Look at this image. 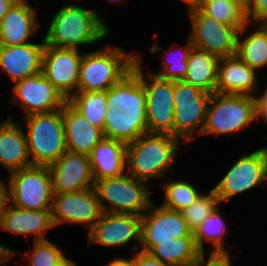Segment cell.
<instances>
[{"label": "cell", "mask_w": 267, "mask_h": 266, "mask_svg": "<svg viewBox=\"0 0 267 266\" xmlns=\"http://www.w3.org/2000/svg\"><path fill=\"white\" fill-rule=\"evenodd\" d=\"M200 11L210 18L240 31L248 22L245 11L232 0L203 1Z\"/></svg>", "instance_id": "obj_31"}, {"label": "cell", "mask_w": 267, "mask_h": 266, "mask_svg": "<svg viewBox=\"0 0 267 266\" xmlns=\"http://www.w3.org/2000/svg\"><path fill=\"white\" fill-rule=\"evenodd\" d=\"M266 86H267V85H266ZM262 94L267 98V87H266L265 91L262 92Z\"/></svg>", "instance_id": "obj_49"}, {"label": "cell", "mask_w": 267, "mask_h": 266, "mask_svg": "<svg viewBox=\"0 0 267 266\" xmlns=\"http://www.w3.org/2000/svg\"><path fill=\"white\" fill-rule=\"evenodd\" d=\"M255 120L254 96L212 93L201 135L239 132Z\"/></svg>", "instance_id": "obj_8"}, {"label": "cell", "mask_w": 267, "mask_h": 266, "mask_svg": "<svg viewBox=\"0 0 267 266\" xmlns=\"http://www.w3.org/2000/svg\"><path fill=\"white\" fill-rule=\"evenodd\" d=\"M94 189L103 212L142 216L152 203L148 182L138 180L127 172L96 180Z\"/></svg>", "instance_id": "obj_6"}, {"label": "cell", "mask_w": 267, "mask_h": 266, "mask_svg": "<svg viewBox=\"0 0 267 266\" xmlns=\"http://www.w3.org/2000/svg\"><path fill=\"white\" fill-rule=\"evenodd\" d=\"M66 149L72 153L89 155L104 138L101 128L92 125L68 102L63 106Z\"/></svg>", "instance_id": "obj_23"}, {"label": "cell", "mask_w": 267, "mask_h": 266, "mask_svg": "<svg viewBox=\"0 0 267 266\" xmlns=\"http://www.w3.org/2000/svg\"><path fill=\"white\" fill-rule=\"evenodd\" d=\"M254 113L255 120L260 117L267 123V98L262 93L254 96Z\"/></svg>", "instance_id": "obj_39"}, {"label": "cell", "mask_w": 267, "mask_h": 266, "mask_svg": "<svg viewBox=\"0 0 267 266\" xmlns=\"http://www.w3.org/2000/svg\"><path fill=\"white\" fill-rule=\"evenodd\" d=\"M258 72L237 55L220 58L216 92L239 95H256Z\"/></svg>", "instance_id": "obj_22"}, {"label": "cell", "mask_w": 267, "mask_h": 266, "mask_svg": "<svg viewBox=\"0 0 267 266\" xmlns=\"http://www.w3.org/2000/svg\"><path fill=\"white\" fill-rule=\"evenodd\" d=\"M6 201H7L6 184L4 183L3 179L0 178V221H1L2 210Z\"/></svg>", "instance_id": "obj_43"}, {"label": "cell", "mask_w": 267, "mask_h": 266, "mask_svg": "<svg viewBox=\"0 0 267 266\" xmlns=\"http://www.w3.org/2000/svg\"><path fill=\"white\" fill-rule=\"evenodd\" d=\"M141 61L137 55L132 70L106 91L107 110L102 130L106 138L129 144L148 133Z\"/></svg>", "instance_id": "obj_1"}, {"label": "cell", "mask_w": 267, "mask_h": 266, "mask_svg": "<svg viewBox=\"0 0 267 266\" xmlns=\"http://www.w3.org/2000/svg\"><path fill=\"white\" fill-rule=\"evenodd\" d=\"M0 252H9L12 253L14 256L17 254L16 250H12L10 247H5L4 245L0 244Z\"/></svg>", "instance_id": "obj_47"}, {"label": "cell", "mask_w": 267, "mask_h": 266, "mask_svg": "<svg viewBox=\"0 0 267 266\" xmlns=\"http://www.w3.org/2000/svg\"><path fill=\"white\" fill-rule=\"evenodd\" d=\"M67 102L92 125L103 130L107 110L106 91H77Z\"/></svg>", "instance_id": "obj_30"}, {"label": "cell", "mask_w": 267, "mask_h": 266, "mask_svg": "<svg viewBox=\"0 0 267 266\" xmlns=\"http://www.w3.org/2000/svg\"><path fill=\"white\" fill-rule=\"evenodd\" d=\"M219 210L217 206L193 233L196 246L202 254H205L204 241L212 243L213 250L210 254H228L223 244L228 227Z\"/></svg>", "instance_id": "obj_29"}, {"label": "cell", "mask_w": 267, "mask_h": 266, "mask_svg": "<svg viewBox=\"0 0 267 266\" xmlns=\"http://www.w3.org/2000/svg\"><path fill=\"white\" fill-rule=\"evenodd\" d=\"M94 182L127 171V144L104 137L88 155Z\"/></svg>", "instance_id": "obj_25"}, {"label": "cell", "mask_w": 267, "mask_h": 266, "mask_svg": "<svg viewBox=\"0 0 267 266\" xmlns=\"http://www.w3.org/2000/svg\"><path fill=\"white\" fill-rule=\"evenodd\" d=\"M187 5L188 14L200 10L204 0H182Z\"/></svg>", "instance_id": "obj_41"}, {"label": "cell", "mask_w": 267, "mask_h": 266, "mask_svg": "<svg viewBox=\"0 0 267 266\" xmlns=\"http://www.w3.org/2000/svg\"><path fill=\"white\" fill-rule=\"evenodd\" d=\"M55 226L51 210H28L6 201L1 215L0 229L14 235H35V241L48 240L45 233Z\"/></svg>", "instance_id": "obj_19"}, {"label": "cell", "mask_w": 267, "mask_h": 266, "mask_svg": "<svg viewBox=\"0 0 267 266\" xmlns=\"http://www.w3.org/2000/svg\"><path fill=\"white\" fill-rule=\"evenodd\" d=\"M141 216L103 212L88 231V245L122 247L132 239L140 243Z\"/></svg>", "instance_id": "obj_17"}, {"label": "cell", "mask_w": 267, "mask_h": 266, "mask_svg": "<svg viewBox=\"0 0 267 266\" xmlns=\"http://www.w3.org/2000/svg\"><path fill=\"white\" fill-rule=\"evenodd\" d=\"M8 174V203L21 209L51 210L54 192L48 166L31 165Z\"/></svg>", "instance_id": "obj_7"}, {"label": "cell", "mask_w": 267, "mask_h": 266, "mask_svg": "<svg viewBox=\"0 0 267 266\" xmlns=\"http://www.w3.org/2000/svg\"><path fill=\"white\" fill-rule=\"evenodd\" d=\"M180 142L169 134L145 133L134 142L127 144V173L148 182L151 178L162 177L174 164ZM148 180V181H147Z\"/></svg>", "instance_id": "obj_3"}, {"label": "cell", "mask_w": 267, "mask_h": 266, "mask_svg": "<svg viewBox=\"0 0 267 266\" xmlns=\"http://www.w3.org/2000/svg\"><path fill=\"white\" fill-rule=\"evenodd\" d=\"M102 213L94 187L72 193L54 194L51 214L55 227L67 222L83 224L88 232Z\"/></svg>", "instance_id": "obj_14"}, {"label": "cell", "mask_w": 267, "mask_h": 266, "mask_svg": "<svg viewBox=\"0 0 267 266\" xmlns=\"http://www.w3.org/2000/svg\"><path fill=\"white\" fill-rule=\"evenodd\" d=\"M191 23L190 41L219 58L236 55L239 31L224 23L208 17L200 10L189 13Z\"/></svg>", "instance_id": "obj_12"}, {"label": "cell", "mask_w": 267, "mask_h": 266, "mask_svg": "<svg viewBox=\"0 0 267 266\" xmlns=\"http://www.w3.org/2000/svg\"><path fill=\"white\" fill-rule=\"evenodd\" d=\"M34 248L27 252L29 266H56L65 258L62 250L52 241H34Z\"/></svg>", "instance_id": "obj_35"}, {"label": "cell", "mask_w": 267, "mask_h": 266, "mask_svg": "<svg viewBox=\"0 0 267 266\" xmlns=\"http://www.w3.org/2000/svg\"><path fill=\"white\" fill-rule=\"evenodd\" d=\"M149 253L168 266H191L202 255L193 236L172 239V242L159 243Z\"/></svg>", "instance_id": "obj_27"}, {"label": "cell", "mask_w": 267, "mask_h": 266, "mask_svg": "<svg viewBox=\"0 0 267 266\" xmlns=\"http://www.w3.org/2000/svg\"><path fill=\"white\" fill-rule=\"evenodd\" d=\"M136 60V53H127L121 47L106 46L83 53L77 91H107L132 70Z\"/></svg>", "instance_id": "obj_4"}, {"label": "cell", "mask_w": 267, "mask_h": 266, "mask_svg": "<svg viewBox=\"0 0 267 266\" xmlns=\"http://www.w3.org/2000/svg\"><path fill=\"white\" fill-rule=\"evenodd\" d=\"M220 202L215 195L213 189L208 194H199L189 207L181 211L189 230L194 231L201 225V223L219 206Z\"/></svg>", "instance_id": "obj_34"}, {"label": "cell", "mask_w": 267, "mask_h": 266, "mask_svg": "<svg viewBox=\"0 0 267 266\" xmlns=\"http://www.w3.org/2000/svg\"><path fill=\"white\" fill-rule=\"evenodd\" d=\"M48 168L54 194L72 193L94 187L88 155L66 151Z\"/></svg>", "instance_id": "obj_18"}, {"label": "cell", "mask_w": 267, "mask_h": 266, "mask_svg": "<svg viewBox=\"0 0 267 266\" xmlns=\"http://www.w3.org/2000/svg\"><path fill=\"white\" fill-rule=\"evenodd\" d=\"M108 1H110V2H112V1H113V2H115V1H116V2L120 1V2H121L122 0H108Z\"/></svg>", "instance_id": "obj_50"}, {"label": "cell", "mask_w": 267, "mask_h": 266, "mask_svg": "<svg viewBox=\"0 0 267 266\" xmlns=\"http://www.w3.org/2000/svg\"><path fill=\"white\" fill-rule=\"evenodd\" d=\"M249 25L250 23H247L238 33L236 55L258 72L267 66V33L259 25L254 32L240 39Z\"/></svg>", "instance_id": "obj_28"}, {"label": "cell", "mask_w": 267, "mask_h": 266, "mask_svg": "<svg viewBox=\"0 0 267 266\" xmlns=\"http://www.w3.org/2000/svg\"><path fill=\"white\" fill-rule=\"evenodd\" d=\"M131 249L134 253V256H132L131 259L136 266H168L160 260L156 259L149 252H145L142 250H140L139 252L136 251L137 245L132 246Z\"/></svg>", "instance_id": "obj_37"}, {"label": "cell", "mask_w": 267, "mask_h": 266, "mask_svg": "<svg viewBox=\"0 0 267 266\" xmlns=\"http://www.w3.org/2000/svg\"><path fill=\"white\" fill-rule=\"evenodd\" d=\"M107 26L95 9L66 4L51 20L44 37L45 45L80 50L81 46L105 39L109 33Z\"/></svg>", "instance_id": "obj_2"}, {"label": "cell", "mask_w": 267, "mask_h": 266, "mask_svg": "<svg viewBox=\"0 0 267 266\" xmlns=\"http://www.w3.org/2000/svg\"><path fill=\"white\" fill-rule=\"evenodd\" d=\"M13 104L20 102L24 115L60 110L67 103L63 94L39 73L13 83Z\"/></svg>", "instance_id": "obj_15"}, {"label": "cell", "mask_w": 267, "mask_h": 266, "mask_svg": "<svg viewBox=\"0 0 267 266\" xmlns=\"http://www.w3.org/2000/svg\"><path fill=\"white\" fill-rule=\"evenodd\" d=\"M232 1L237 5H239L246 12L251 0H232Z\"/></svg>", "instance_id": "obj_45"}, {"label": "cell", "mask_w": 267, "mask_h": 266, "mask_svg": "<svg viewBox=\"0 0 267 266\" xmlns=\"http://www.w3.org/2000/svg\"><path fill=\"white\" fill-rule=\"evenodd\" d=\"M14 255L9 252H0V265L7 266V262L10 261Z\"/></svg>", "instance_id": "obj_44"}, {"label": "cell", "mask_w": 267, "mask_h": 266, "mask_svg": "<svg viewBox=\"0 0 267 266\" xmlns=\"http://www.w3.org/2000/svg\"><path fill=\"white\" fill-rule=\"evenodd\" d=\"M28 0H18L0 21V46L31 43L29 38L38 29L36 9Z\"/></svg>", "instance_id": "obj_21"}, {"label": "cell", "mask_w": 267, "mask_h": 266, "mask_svg": "<svg viewBox=\"0 0 267 266\" xmlns=\"http://www.w3.org/2000/svg\"><path fill=\"white\" fill-rule=\"evenodd\" d=\"M219 61V57L193 46L183 81L210 94L215 93Z\"/></svg>", "instance_id": "obj_26"}, {"label": "cell", "mask_w": 267, "mask_h": 266, "mask_svg": "<svg viewBox=\"0 0 267 266\" xmlns=\"http://www.w3.org/2000/svg\"><path fill=\"white\" fill-rule=\"evenodd\" d=\"M261 184H266L267 187L265 147L241 155L213 190L218 201L222 203Z\"/></svg>", "instance_id": "obj_10"}, {"label": "cell", "mask_w": 267, "mask_h": 266, "mask_svg": "<svg viewBox=\"0 0 267 266\" xmlns=\"http://www.w3.org/2000/svg\"><path fill=\"white\" fill-rule=\"evenodd\" d=\"M83 54L78 49L46 46L42 73L68 100L77 92L79 67Z\"/></svg>", "instance_id": "obj_16"}, {"label": "cell", "mask_w": 267, "mask_h": 266, "mask_svg": "<svg viewBox=\"0 0 267 266\" xmlns=\"http://www.w3.org/2000/svg\"><path fill=\"white\" fill-rule=\"evenodd\" d=\"M141 81L146 93L148 133L170 135L174 128V81L151 72L143 74L142 62Z\"/></svg>", "instance_id": "obj_11"}, {"label": "cell", "mask_w": 267, "mask_h": 266, "mask_svg": "<svg viewBox=\"0 0 267 266\" xmlns=\"http://www.w3.org/2000/svg\"><path fill=\"white\" fill-rule=\"evenodd\" d=\"M259 25L265 30L267 33V19L263 20L262 22L259 23Z\"/></svg>", "instance_id": "obj_48"}, {"label": "cell", "mask_w": 267, "mask_h": 266, "mask_svg": "<svg viewBox=\"0 0 267 266\" xmlns=\"http://www.w3.org/2000/svg\"><path fill=\"white\" fill-rule=\"evenodd\" d=\"M107 266H136V265L134 264L131 258L130 259L115 258L114 260H111V262H109Z\"/></svg>", "instance_id": "obj_42"}, {"label": "cell", "mask_w": 267, "mask_h": 266, "mask_svg": "<svg viewBox=\"0 0 267 266\" xmlns=\"http://www.w3.org/2000/svg\"><path fill=\"white\" fill-rule=\"evenodd\" d=\"M193 45L190 41V38L188 37L187 44L185 46H175L172 47L177 51L174 52L175 57L169 54L168 49L163 55L164 60L163 61V70H159L157 73H153L155 75L160 76L162 79L170 80V81H181L184 79L187 73V61L190 54V51L192 49ZM179 49V50H178ZM172 53V51H171ZM177 53V54H176ZM169 56V57H168ZM169 58L171 60H169Z\"/></svg>", "instance_id": "obj_33"}, {"label": "cell", "mask_w": 267, "mask_h": 266, "mask_svg": "<svg viewBox=\"0 0 267 266\" xmlns=\"http://www.w3.org/2000/svg\"><path fill=\"white\" fill-rule=\"evenodd\" d=\"M186 236H193L181 212L157 206L152 202L141 216L140 243L142 251L149 252L159 243L172 242Z\"/></svg>", "instance_id": "obj_13"}, {"label": "cell", "mask_w": 267, "mask_h": 266, "mask_svg": "<svg viewBox=\"0 0 267 266\" xmlns=\"http://www.w3.org/2000/svg\"><path fill=\"white\" fill-rule=\"evenodd\" d=\"M208 257L206 260L202 254L194 266H231L229 254H210Z\"/></svg>", "instance_id": "obj_38"}, {"label": "cell", "mask_w": 267, "mask_h": 266, "mask_svg": "<svg viewBox=\"0 0 267 266\" xmlns=\"http://www.w3.org/2000/svg\"><path fill=\"white\" fill-rule=\"evenodd\" d=\"M19 125L12 115L0 122V165L9 173L32 165L26 131Z\"/></svg>", "instance_id": "obj_24"}, {"label": "cell", "mask_w": 267, "mask_h": 266, "mask_svg": "<svg viewBox=\"0 0 267 266\" xmlns=\"http://www.w3.org/2000/svg\"><path fill=\"white\" fill-rule=\"evenodd\" d=\"M18 0H0V21Z\"/></svg>", "instance_id": "obj_40"}, {"label": "cell", "mask_w": 267, "mask_h": 266, "mask_svg": "<svg viewBox=\"0 0 267 266\" xmlns=\"http://www.w3.org/2000/svg\"><path fill=\"white\" fill-rule=\"evenodd\" d=\"M173 97L174 128L170 136L186 143L193 138V133L201 135L211 94L181 80L174 81Z\"/></svg>", "instance_id": "obj_9"}, {"label": "cell", "mask_w": 267, "mask_h": 266, "mask_svg": "<svg viewBox=\"0 0 267 266\" xmlns=\"http://www.w3.org/2000/svg\"><path fill=\"white\" fill-rule=\"evenodd\" d=\"M167 180L169 181L161 185L165 192V199L161 205L165 208L181 212L189 207L200 194V192L187 181H173L171 178Z\"/></svg>", "instance_id": "obj_32"}, {"label": "cell", "mask_w": 267, "mask_h": 266, "mask_svg": "<svg viewBox=\"0 0 267 266\" xmlns=\"http://www.w3.org/2000/svg\"><path fill=\"white\" fill-rule=\"evenodd\" d=\"M32 165L50 166L66 151L63 108L24 117Z\"/></svg>", "instance_id": "obj_5"}, {"label": "cell", "mask_w": 267, "mask_h": 266, "mask_svg": "<svg viewBox=\"0 0 267 266\" xmlns=\"http://www.w3.org/2000/svg\"><path fill=\"white\" fill-rule=\"evenodd\" d=\"M45 40L42 43H26L16 46H0V68L12 82L42 72V56Z\"/></svg>", "instance_id": "obj_20"}, {"label": "cell", "mask_w": 267, "mask_h": 266, "mask_svg": "<svg viewBox=\"0 0 267 266\" xmlns=\"http://www.w3.org/2000/svg\"><path fill=\"white\" fill-rule=\"evenodd\" d=\"M56 266H77V265L72 259L65 257Z\"/></svg>", "instance_id": "obj_46"}, {"label": "cell", "mask_w": 267, "mask_h": 266, "mask_svg": "<svg viewBox=\"0 0 267 266\" xmlns=\"http://www.w3.org/2000/svg\"><path fill=\"white\" fill-rule=\"evenodd\" d=\"M247 22L258 23L267 19V0H251L245 12Z\"/></svg>", "instance_id": "obj_36"}]
</instances>
